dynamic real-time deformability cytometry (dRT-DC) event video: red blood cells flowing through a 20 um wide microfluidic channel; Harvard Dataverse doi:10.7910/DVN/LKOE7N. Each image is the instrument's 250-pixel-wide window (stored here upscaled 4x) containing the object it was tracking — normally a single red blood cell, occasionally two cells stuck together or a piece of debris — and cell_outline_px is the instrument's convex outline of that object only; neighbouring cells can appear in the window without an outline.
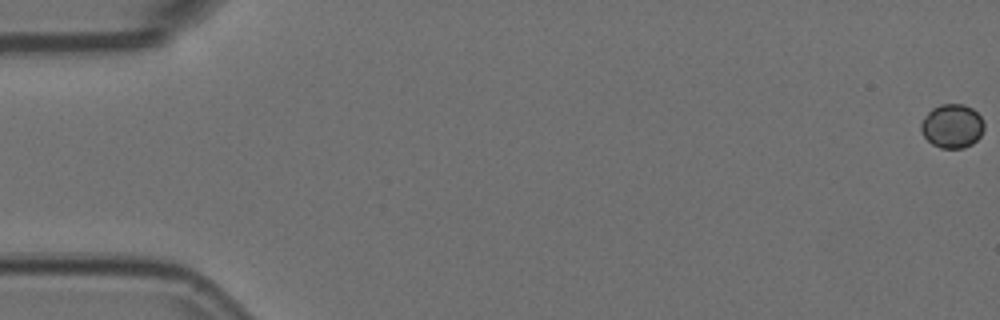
{"species": "Egyptian fruit bat (a non-hibernating species)", "species_latin": "Rousettus aegyptiacus", "temperature_condition": "room temperature", "stored_images_in_passage": 3, "camera_frame_rate_fps": 3000, "um_per_image_px": 0.085, "animal": {"sex": "female"}, "frame": {"image": 1, "passage_image": 1, "time_ms": 0.0, "image_size_px": [1000, 320], "cell_outline_px": [[984, 128], [980, 136], [972, 144], [964, 148], [940, 148], [932, 144], [924, 136], [920, 128], [920, 124], [924, 116], [932, 108], [940, 104], [964, 104], [972, 108], [984, 120]], "centroid_in_image_um": [80.93, 10.71], "position_along_channel_um": 4.1, "area_um2": 16.24}}